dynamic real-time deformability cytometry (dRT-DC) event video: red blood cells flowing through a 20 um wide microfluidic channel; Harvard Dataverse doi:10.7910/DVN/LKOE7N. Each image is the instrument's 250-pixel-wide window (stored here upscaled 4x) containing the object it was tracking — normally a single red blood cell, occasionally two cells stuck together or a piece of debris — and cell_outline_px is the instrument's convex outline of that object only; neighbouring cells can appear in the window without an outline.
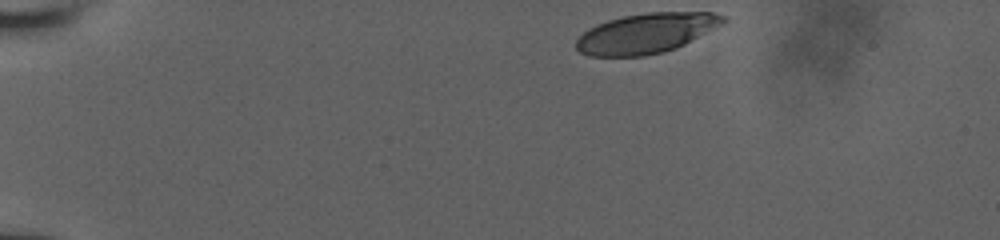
{"species": "human", "species_latin": "Homo sapiens", "temperature_condition": "room temperature", "stored_images_in_passage": 38, "camera_frame_rate_fps": 3000, "um_per_image_px": 0.085, "donor": {"sex": "male"}, "frame": {"image": 1, "passage_image": 1, "time_ms": 0.0, "image_size_px": [1000, 240], "cell_outline_px": [[728, 20], [684, 44], [676, 48], [664, 52], [644, 56], [588, 56], [580, 52], [576, 48], [576, 40], [588, 28], [596, 24], [608, 20], [624, 16], [648, 12], [712, 12], [724, 16]], "centroid_in_image_um": [54.89, 2.83], "position_along_channel_um": 30.1, "area_um2": 34.04}}
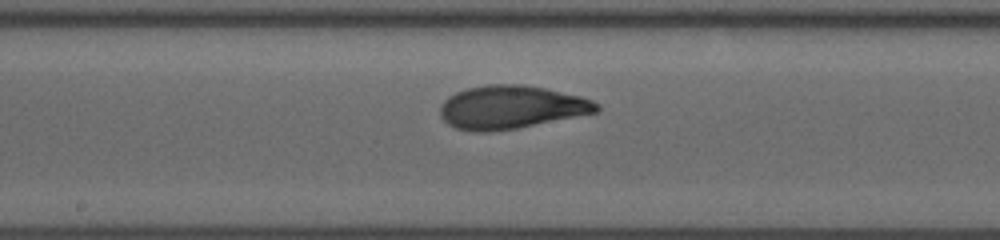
{"frame": {"image": 2, "passage_image": 22, "time_ms": 7.0, "image_size_px": [1000, 240], "cell_outline_px": [[600, 108], [596, 112], [516, 128], [488, 132], [472, 132], [456, 128], [448, 124], [440, 116], [440, 104], [448, 96], [456, 92], [468, 88], [488, 84], [524, 84], [544, 88], [580, 96], [592, 100], [600, 104]], "centroid_in_image_um": [43.4, 9.11], "position_along_channel_um": 204.8, "area_um2": 39.3}}
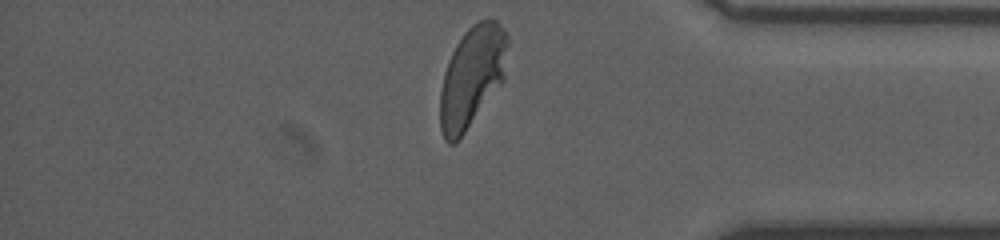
{"frame": {"image": 3, "passage_image": 38, "time_ms": 12.333, "image_size_px": [1000, 240], "cell_outline_px": [[508, 44], [504, 80], [464, 132], [452, 144], [448, 144], [444, 140], [440, 128], [440, 92], [444, 72], [448, 60], [456, 44], [464, 32], [472, 24], [480, 20], [496, 20], [504, 28], [508, 40]], "centroid_in_image_um": [40.11, 6.49], "position_along_channel_um": 395.1, "area_um2": 39.48}, "authors_computed_cell_mechanics": {"area_um2": 38.5815, "velocity_mm_per_s": 3.8791, "shape_relaxation_time_tau1_ms": 4.9899, "shape_relaxation_time_tau2_ms": null, "deformation_change_tau1": 0.2128, "deformation_change_tau2": null}}